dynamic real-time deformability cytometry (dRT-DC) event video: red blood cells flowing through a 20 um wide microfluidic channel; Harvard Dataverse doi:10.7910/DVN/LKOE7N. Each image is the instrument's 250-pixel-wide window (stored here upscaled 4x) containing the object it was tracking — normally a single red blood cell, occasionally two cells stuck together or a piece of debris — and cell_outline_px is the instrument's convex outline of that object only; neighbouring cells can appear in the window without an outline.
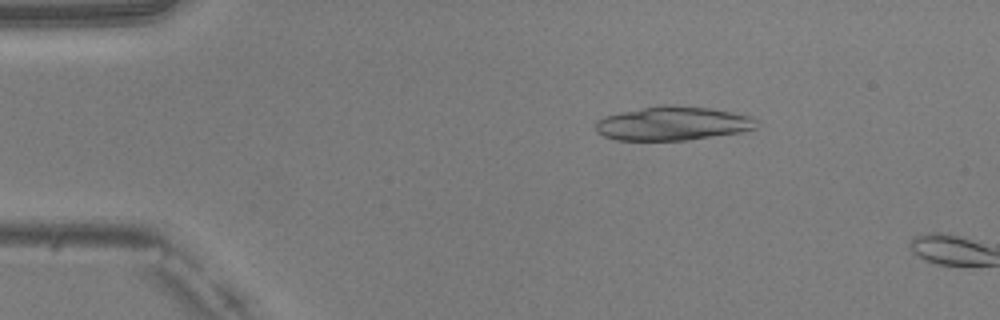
{"species": "common noctule bat (a hibernating species)", "species_latin": "Nyctalus noctula", "temperature_condition": "warm", "stored_images_in_passage": 6, "camera_frame_rate_fps": 3000, "um_per_image_px": 0.085, "animal": {"sex": "male", "body_mass_g": 20.5, "forearm_length_mm": 52.5}, "frame": {"image": 1, "passage_image": 4, "time_ms": 1.0, "image_size_px": [1000, 320], "cell_outline_px": [[756, 128], [740, 132], [688, 140], [616, 140], [604, 136], [596, 132], [596, 120], [604, 116], [620, 112], [644, 108], [672, 104], [676, 104], [708, 108], [752, 116], [756, 120]], "centroid_in_image_um": [57.16, 10.5], "position_along_channel_um": 27.8, "area_um2": 31.62}}